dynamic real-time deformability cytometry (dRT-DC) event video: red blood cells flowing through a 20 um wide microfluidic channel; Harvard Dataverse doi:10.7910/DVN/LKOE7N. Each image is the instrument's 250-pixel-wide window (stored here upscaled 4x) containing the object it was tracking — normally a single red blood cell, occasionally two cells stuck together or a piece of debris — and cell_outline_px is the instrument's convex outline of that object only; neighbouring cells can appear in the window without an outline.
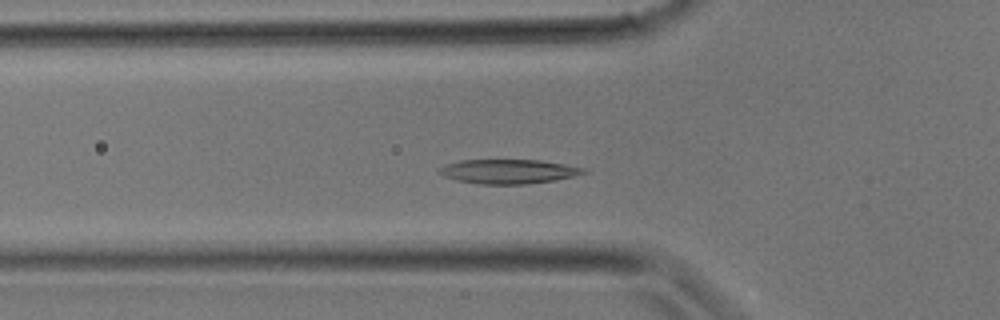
{"species": "common noctule bat (a hibernating species)", "species_latin": "Nyctalus noctula", "temperature_condition": "room temperature", "stored_images_in_passage": 31, "camera_frame_rate_fps": 3000, "um_per_image_px": 0.085, "animal": {"sex": "male", "body_mass_g": 17.9}, "frame": {"image": 1, "passage_image": 10, "time_ms": 3.0, "image_size_px": [1000, 320], "cell_outline_px": [[588, 172], [556, 180], [524, 184], [480, 184], [456, 180], [444, 176], [436, 172], [436, 168], [444, 164], [460, 160], [540, 160], [564, 164], [584, 168]], "centroid_in_image_um": [43.14, 14.57], "position_along_channel_um": 82.7, "area_um2": 20.52}}
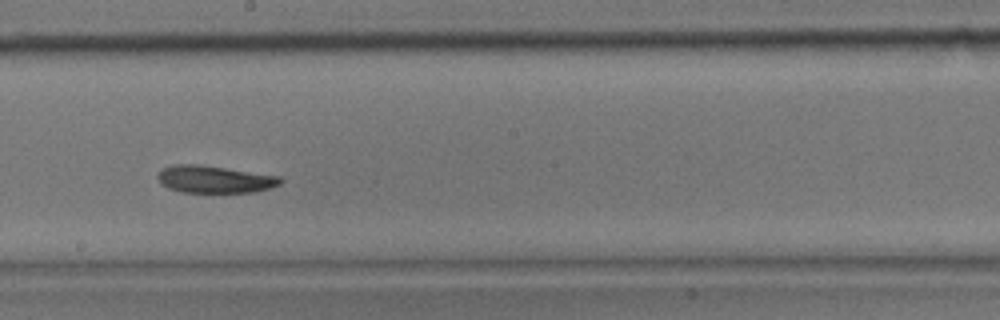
{"frame": {"image": 2, "passage_image": 17, "time_ms": 5.333, "image_size_px": [1000, 320], "cell_outline_px": [[284, 180], [280, 184], [256, 192], [180, 192], [168, 188], [160, 184], [156, 176], [164, 168], [172, 164], [196, 164], [280, 176]], "centroid_in_image_um": [18.21, 15.24], "position_along_channel_um": 230.0, "area_um2": 19.42}}
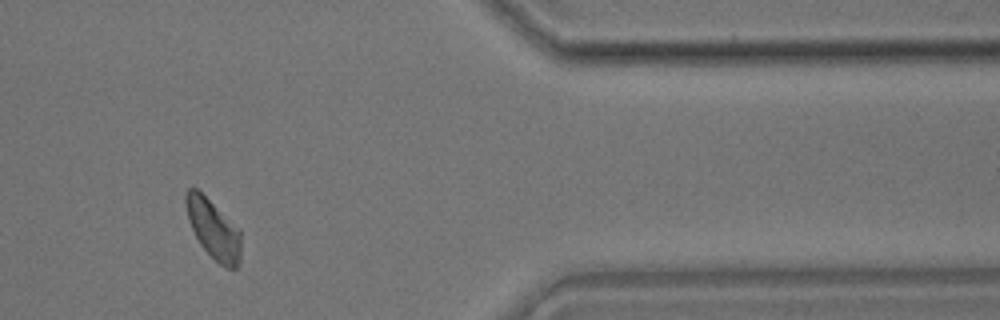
{"frame": {"image": 3, "passage_image": 26, "time_ms": 8.333, "image_size_px": [1000, 320], "cell_outline_px": [[240, 264], [236, 268], [228, 268], [220, 264], [200, 244], [188, 220], [184, 204], [184, 196], [188, 188], [196, 188], [240, 228]], "centroid_in_image_um": [18.13, 19.46], "position_along_channel_um": 393.3, "area_um2": 18.96}}